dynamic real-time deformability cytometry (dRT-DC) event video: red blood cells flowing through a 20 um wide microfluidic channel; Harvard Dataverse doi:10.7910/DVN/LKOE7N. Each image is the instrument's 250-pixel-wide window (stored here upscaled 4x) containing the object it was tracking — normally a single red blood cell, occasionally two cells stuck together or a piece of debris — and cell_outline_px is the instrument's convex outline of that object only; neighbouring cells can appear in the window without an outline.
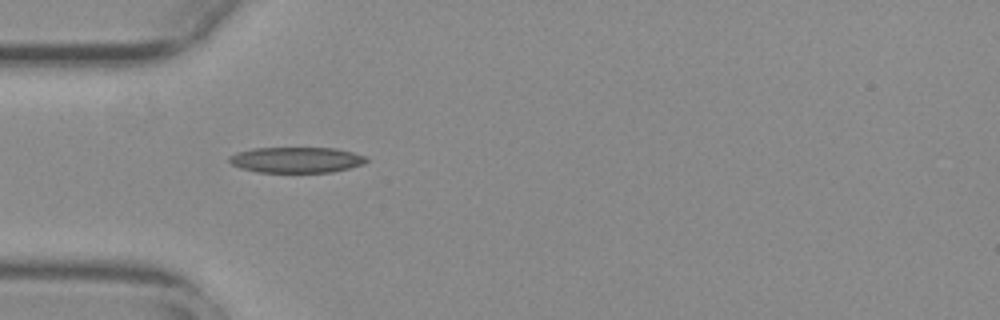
{"species": "common noctule bat (a hibernating species)", "species_latin": "Nyctalus noctula", "temperature_condition": "warm", "stored_images_in_passage": 39, "camera_frame_rate_fps": 3000, "um_per_image_px": 0.085, "animal": {"sex": "female", "body_mass_g": 29.2, "forearm_length_mm": 56.3}, "frame": {"image": 1, "passage_image": 1, "time_ms": 0.0, "image_size_px": [1000, 320], "cell_outline_px": [[368, 160], [364, 164], [332, 172], [260, 172], [240, 168], [232, 164], [228, 160], [228, 156], [236, 152], [252, 148], [336, 148], [352, 152], [364, 156]], "centroid_in_image_um": [25.16, 13.58], "position_along_channel_um": 59.8, "area_um2": 20.52}}
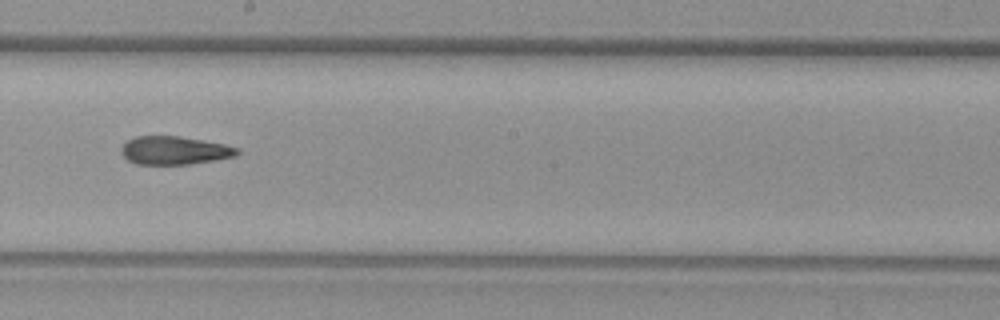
{"frame": {"image": 2, "passage_image": 15, "time_ms": 4.667, "image_size_px": [1000, 320], "cell_outline_px": [[240, 152], [236, 156], [216, 160], [192, 164], [136, 164], [128, 160], [120, 152], [120, 148], [128, 140], [136, 136], [180, 136], [224, 144], [240, 148]], "centroid_in_image_um": [14.85, 12.79], "position_along_channel_um": 233.3, "area_um2": 19.19}}
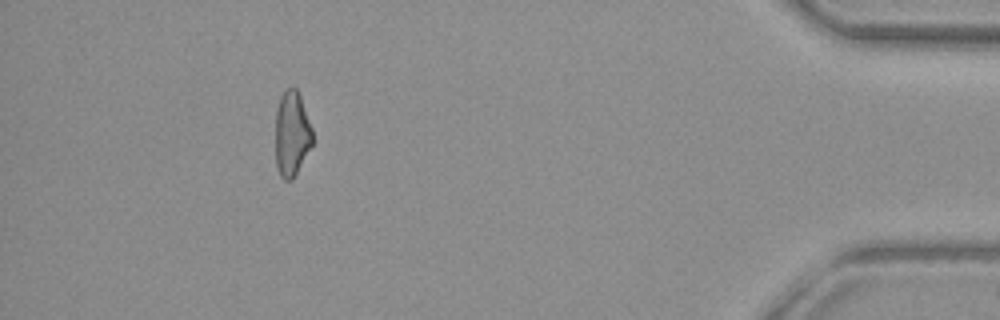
{"frame": {"image": 3, "passage_image": 34, "time_ms": 11.0, "image_size_px": [1000, 320], "cell_outline_px": [[312, 144], [292, 180], [284, 180], [280, 176], [276, 164], [276, 108], [280, 96], [292, 84], [296, 88], [300, 96], [312, 128]], "centroid_in_image_um": [24.79, 11.34], "position_along_channel_um": 410.4, "area_um2": 18.26}, "authors_computed_cell_mechanics": {"area_um2": 19.652, "velocity_mm_per_s": 3.7714, "shape_relaxation_time_tau1_ms": 10.25, "shape_relaxation_time_tau2_ms": 4.3659, "deformation_change_tau1": 0.2469, "deformation_change_tau2": 0.1377}}